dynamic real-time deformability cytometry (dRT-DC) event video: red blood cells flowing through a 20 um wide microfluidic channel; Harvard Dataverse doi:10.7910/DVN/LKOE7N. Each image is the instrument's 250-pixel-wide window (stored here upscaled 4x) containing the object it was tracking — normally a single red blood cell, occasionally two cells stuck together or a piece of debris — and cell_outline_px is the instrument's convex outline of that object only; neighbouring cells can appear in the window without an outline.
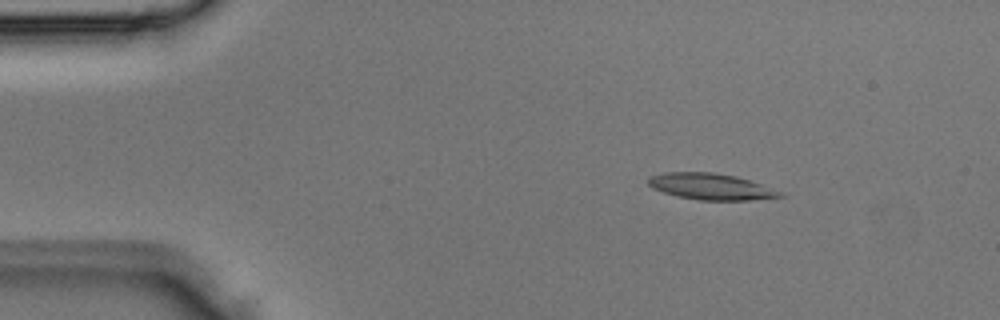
{"species": "Egyptian fruit bat (a non-hibernating species)", "species_latin": "Rousettus aegyptiacus", "temperature_condition": "room temperature", "stored_images_in_passage": 4, "segment_of_instrument_passage": [2, 2], "camera_frame_rate_fps": 3000, "um_per_image_px": 0.085, "animal": {"sex": "male"}, "frame": {"image": 1, "passage_image": 4, "time_ms": 1.0, "image_size_px": [1000, 320], "cell_outline_px": [[788, 196], [752, 200], [700, 200], [676, 196], [652, 188], [648, 184], [648, 176], [664, 172], [712, 172], [736, 176], [760, 184], [780, 192]], "centroid_in_image_um": [60.39, 15.86], "position_along_channel_um": 24.6, "area_um2": 20.11}}